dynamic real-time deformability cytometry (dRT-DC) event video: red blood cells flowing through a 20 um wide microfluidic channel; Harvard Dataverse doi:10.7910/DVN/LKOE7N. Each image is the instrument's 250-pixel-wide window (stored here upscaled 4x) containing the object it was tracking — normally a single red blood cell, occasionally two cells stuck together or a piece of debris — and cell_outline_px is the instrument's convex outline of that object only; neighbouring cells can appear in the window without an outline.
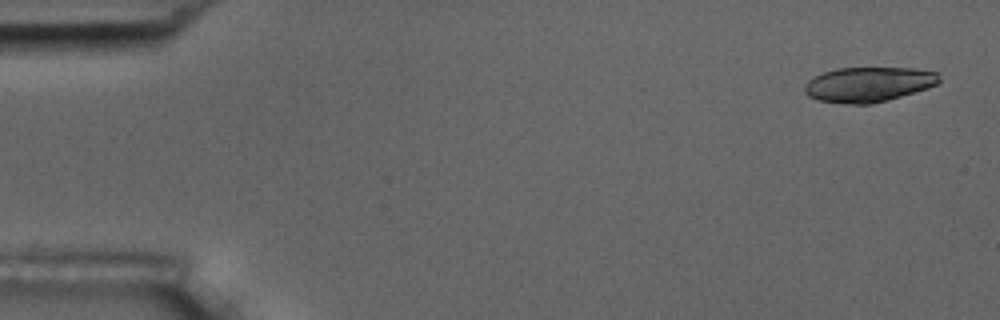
{"species": "common noctule bat (a hibernating species)", "species_latin": "Nyctalus noctula", "temperature_condition": "room temperature", "stored_images_in_passage": 5, "camera_frame_rate_fps": 3000, "um_per_image_px": 0.085, "animal": {"sex": "male", "body_mass_g": 17.5, "forearm_length_mm": 52.3}, "frame": {"image": 1, "passage_image": 1, "time_ms": 0.0, "image_size_px": [1000, 320], "cell_outline_px": [[940, 80], [936, 84], [928, 88], [888, 100], [872, 104], [844, 104], [820, 100], [808, 96], [804, 92], [804, 84], [808, 80], [824, 72], [836, 68], [916, 68], [940, 72]], "centroid_in_image_um": [73.84, 7.17], "position_along_channel_um": 11.2, "area_um2": 27.57}}